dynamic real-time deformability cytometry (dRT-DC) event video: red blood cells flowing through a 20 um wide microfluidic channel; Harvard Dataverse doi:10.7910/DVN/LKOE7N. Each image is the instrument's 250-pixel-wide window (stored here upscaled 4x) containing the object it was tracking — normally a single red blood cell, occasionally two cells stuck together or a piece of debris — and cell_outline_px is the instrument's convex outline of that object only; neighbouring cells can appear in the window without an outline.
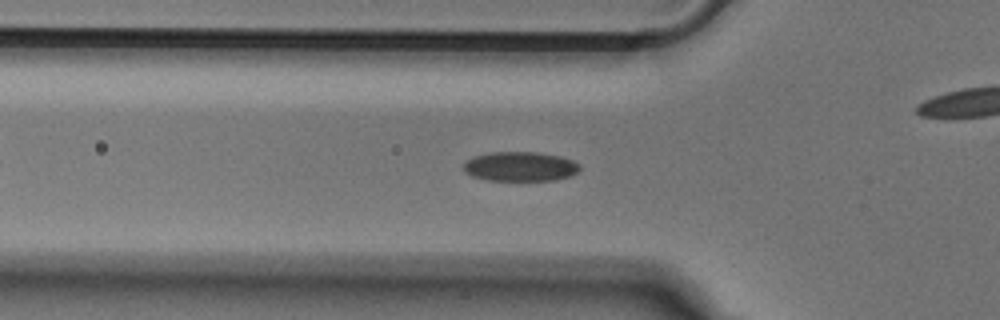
{"species": "Egyptian fruit bat (a non-hibernating species)", "species_latin": "Rousettus aegyptiacus", "temperature_condition": "cold", "stored_images_in_passage": 43, "camera_frame_rate_fps": 3000, "um_per_image_px": 0.085, "animal": {"sex": "male"}, "frame": {"image": 1, "passage_image": 11, "time_ms": 3.333, "image_size_px": [1000, 320], "cell_outline_px": [[580, 168], [576, 172], [568, 176], [556, 180], [484, 180], [472, 176], [464, 172], [464, 164], [472, 156], [492, 152], [532, 152], [560, 156], [572, 160], [580, 164]], "centroid_in_image_um": [44.19, 14.15], "position_along_channel_um": 81.6, "area_um2": 19.88}}
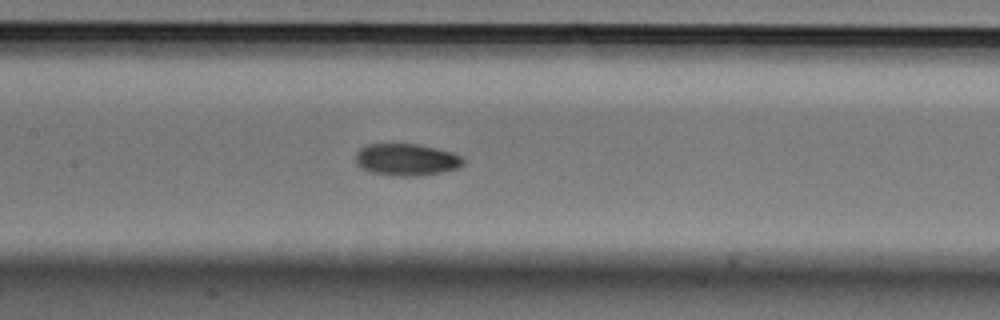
{"frame": {"image": 2, "passage_image": 18, "time_ms": 5.667, "image_size_px": [1000, 320], "cell_outline_px": [[464, 164], [460, 168], [440, 172], [416, 176], [392, 176], [368, 172], [360, 168], [356, 164], [356, 152], [360, 148], [368, 144], [420, 144], [452, 152], [460, 156], [464, 160]], "centroid_in_image_um": [34.52, 13.58], "position_along_channel_um": 172.9, "area_um2": 20.29}}
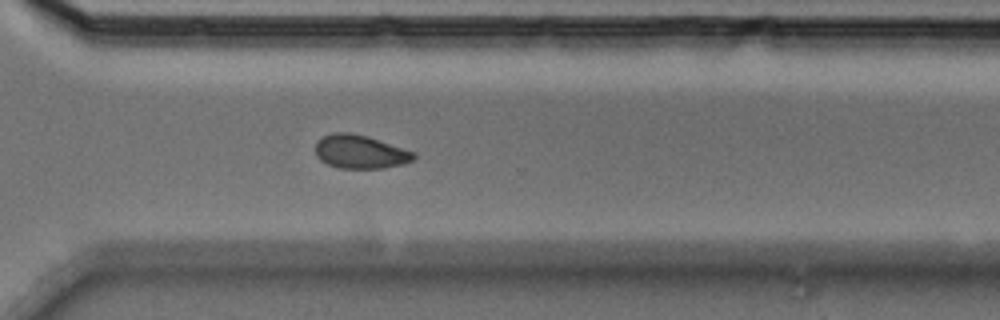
{"frame": {"image": 3, "passage_image": 31, "time_ms": 10.0, "image_size_px": [1000, 320], "cell_outline_px": [[416, 156], [412, 160], [404, 164], [384, 168], [340, 168], [328, 164], [320, 160], [316, 156], [316, 140], [332, 132], [348, 132], [364, 136], [416, 152]], "centroid_in_image_um": [30.6, 12.91], "position_along_channel_um": 340.0, "area_um2": 19.07}}